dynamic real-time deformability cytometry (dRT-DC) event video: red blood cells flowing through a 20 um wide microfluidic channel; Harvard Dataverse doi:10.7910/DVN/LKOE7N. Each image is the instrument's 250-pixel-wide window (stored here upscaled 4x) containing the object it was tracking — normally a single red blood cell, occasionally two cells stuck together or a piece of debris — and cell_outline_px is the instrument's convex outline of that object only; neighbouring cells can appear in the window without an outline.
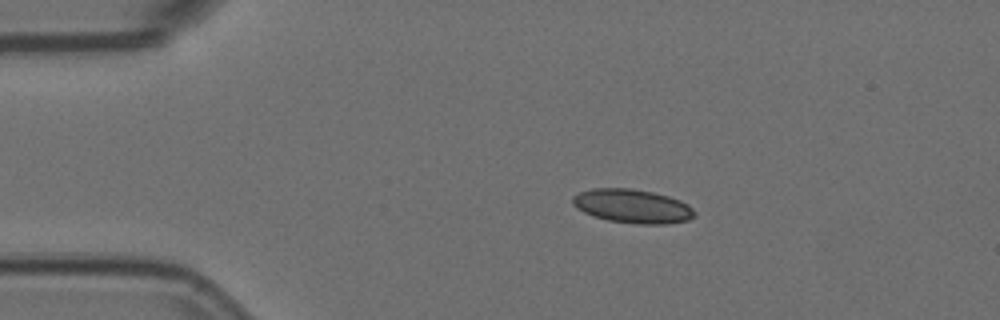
{"species": "Egyptian fruit bat (a non-hibernating species)", "species_latin": "Rousettus aegyptiacus", "temperature_condition": "room temperature", "stored_images_in_passage": 4, "camera_frame_rate_fps": 3000, "um_per_image_px": 0.085, "animal": {"sex": "female"}, "frame": {"image": 1, "passage_image": 3, "time_ms": 0.667, "image_size_px": [1000, 320], "cell_outline_px": [[696, 212], [688, 220], [668, 224], [636, 224], [608, 220], [592, 216], [576, 208], [572, 204], [572, 196], [580, 192], [592, 188], [632, 188], [652, 192], [668, 196], [680, 200], [688, 204]], "centroid_in_image_um": [53.74, 17.52], "position_along_channel_um": 31.3, "area_um2": 24.16}}